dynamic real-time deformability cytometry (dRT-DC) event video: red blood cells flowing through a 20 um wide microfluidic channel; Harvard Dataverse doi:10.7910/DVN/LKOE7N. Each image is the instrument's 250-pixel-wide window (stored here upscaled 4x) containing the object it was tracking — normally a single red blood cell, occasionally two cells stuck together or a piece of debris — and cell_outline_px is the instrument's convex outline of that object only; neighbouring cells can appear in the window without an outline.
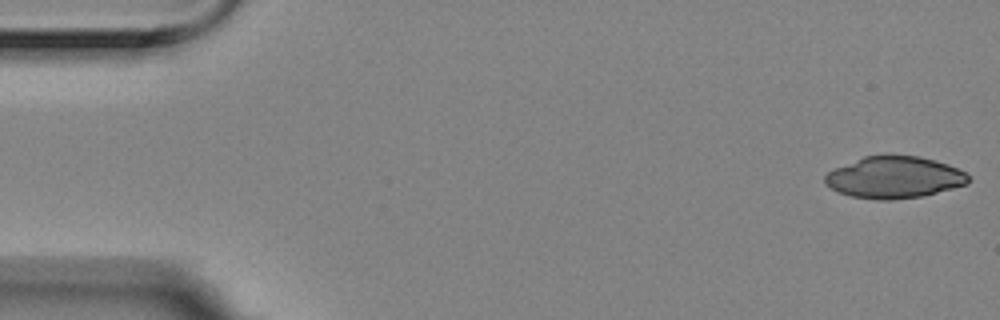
{"species": "Egyptian fruit bat (a non-hibernating species)", "species_latin": "Rousettus aegyptiacus", "temperature_condition": "room temperature", "stored_images_in_passage": 5, "camera_frame_rate_fps": 3000, "um_per_image_px": 0.085, "animal": {"sex": "female"}, "frame": {"image": 1, "passage_image": 1, "time_ms": 0.0, "image_size_px": [1000, 320], "cell_outline_px": [[968, 184], [920, 196], [892, 200], [876, 200], [852, 196], [840, 192], [824, 184], [824, 176], [828, 172], [836, 168], [864, 156], [884, 152], [888, 152], [920, 156], [936, 160], [948, 164], [964, 172], [968, 176]], "centroid_in_image_um": [75.99, 15.03], "position_along_channel_um": 9.0, "area_um2": 35.32}}